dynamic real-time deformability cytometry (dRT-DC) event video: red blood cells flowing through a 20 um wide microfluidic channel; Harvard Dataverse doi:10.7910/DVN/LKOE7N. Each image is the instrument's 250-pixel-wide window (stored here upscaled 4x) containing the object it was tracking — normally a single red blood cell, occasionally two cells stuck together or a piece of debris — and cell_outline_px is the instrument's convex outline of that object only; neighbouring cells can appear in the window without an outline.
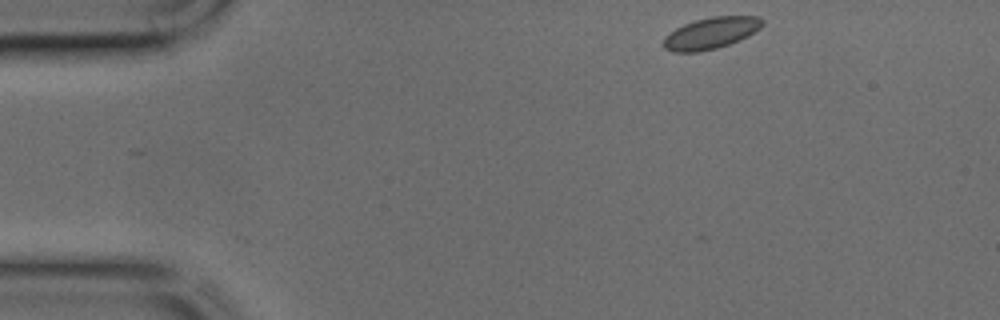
{"species": "common noctule bat (a hibernating species)", "species_latin": "Nyctalus noctula", "temperature_condition": "cold", "stored_images_in_passage": 40, "camera_frame_rate_fps": 3000, "um_per_image_px": 0.085, "animal": {"sex": "male", "body_mass_g": 17.9, "forearm_length_mm": 54.2}, "frame": {"image": 1, "passage_image": 1, "time_ms": 0.0, "image_size_px": [1000, 320], "cell_outline_px": [[764, 24], [760, 28], [748, 36], [728, 44], [716, 48], [700, 52], [672, 52], [664, 48], [664, 36], [676, 28], [684, 24], [696, 20], [712, 16], [760, 16], [764, 20]], "centroid_in_image_um": [60.44, 2.81], "position_along_channel_um": 24.6, "area_um2": 18.15}}
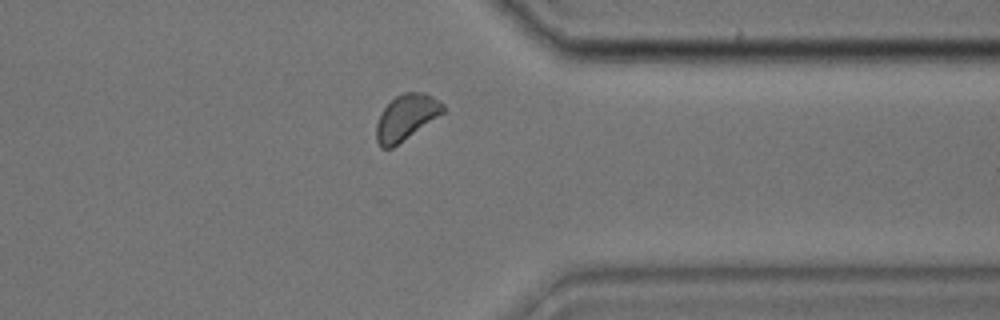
{"frame": {"image": 2, "passage_image": 30, "time_ms": 9.667, "image_size_px": [1000, 320], "cell_outline_px": [[444, 112], [392, 148], [380, 148], [376, 140], [376, 124], [384, 108], [396, 96], [404, 92], [424, 92], [440, 100], [444, 104]], "centroid_in_image_um": [34.52, 9.96], "position_along_channel_um": 376.9, "area_um2": 17.51}}
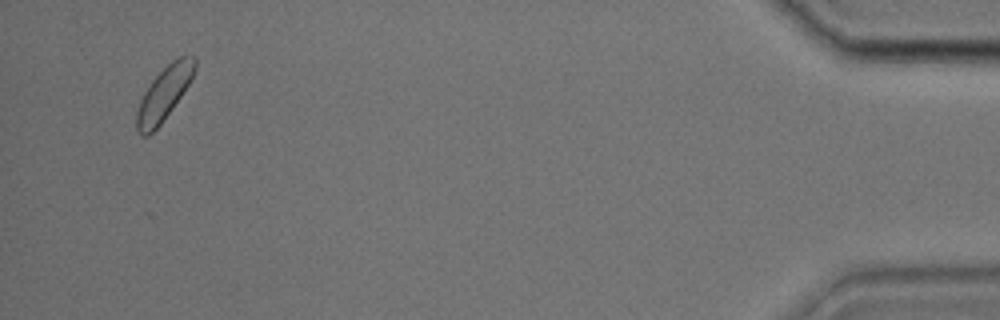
{"frame": {"image": 3, "passage_image": 38, "time_ms": 12.333, "image_size_px": [1000, 320], "cell_outline_px": [[196, 68], [188, 84], [172, 108], [160, 124], [148, 136], [140, 136], [136, 128], [136, 112], [140, 100], [144, 92], [152, 80], [172, 60], [180, 56], [196, 56]], "centroid_in_image_um": [13.92, 7.96], "position_along_channel_um": 421.3, "area_um2": 17.74}}